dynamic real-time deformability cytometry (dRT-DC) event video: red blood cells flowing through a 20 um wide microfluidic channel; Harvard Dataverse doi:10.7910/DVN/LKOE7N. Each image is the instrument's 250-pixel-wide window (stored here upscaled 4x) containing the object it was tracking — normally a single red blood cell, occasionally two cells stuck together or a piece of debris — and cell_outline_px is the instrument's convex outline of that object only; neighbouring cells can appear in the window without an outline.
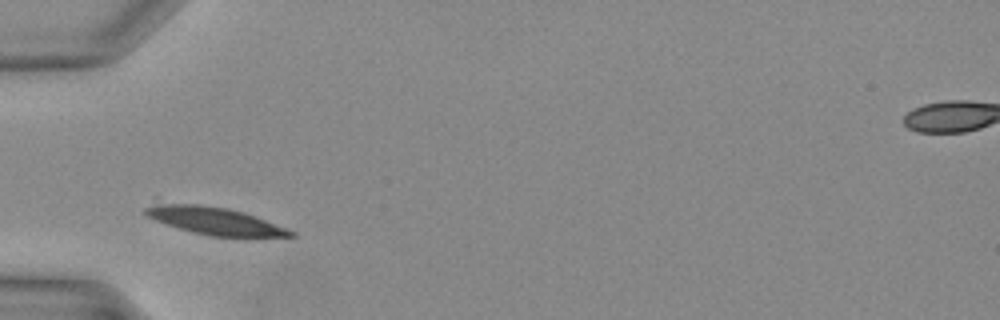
{"species": "Egyptian fruit bat (a non-hibernating species)", "species_latin": "Rousettus aegyptiacus", "temperature_condition": "warm", "stored_images_in_passage": 19, "camera_frame_rate_fps": 3000, "um_per_image_px": 0.085, "animal": {"sex": "female"}, "frame": {"image": 1, "passage_image": 1, "time_ms": 0.0, "image_size_px": [1000, 320], "cell_outline_px": [[296, 236], [256, 240], [252, 240], [208, 236], [192, 232], [164, 224], [148, 216], [144, 212], [144, 208], [160, 204], [196, 204], [228, 208], [244, 212], [296, 232]], "centroid_in_image_um": [18.42, 18.85], "position_along_channel_um": 66.6, "area_um2": 23.99}}
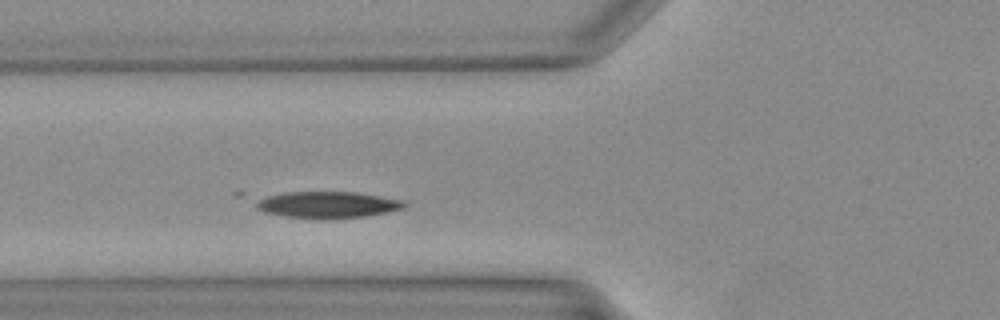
{"frame": {"image": 2, "passage_image": 3, "time_ms": 0.667, "image_size_px": [1000, 320], "cell_outline_px": [[408, 204], [404, 208], [368, 216], [328, 220], [324, 220], [284, 216], [264, 212], [256, 208], [256, 204], [260, 200], [268, 196], [284, 192], [356, 192], [404, 200]], "centroid_in_image_um": [27.89, 17.42], "position_along_channel_um": 97.9, "area_um2": 23.12}}
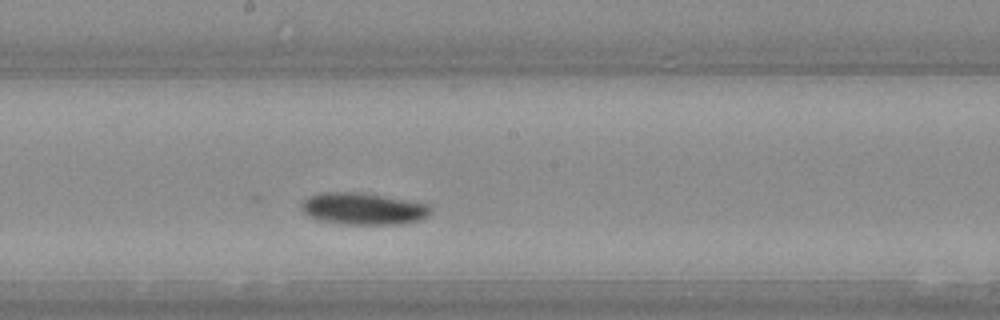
{"frame": {"image": 3, "passage_image": 10, "time_ms": 3.0, "image_size_px": [1000, 320], "cell_outline_px": [[432, 208], [428, 216], [420, 220], [400, 224], [348, 224], [320, 220], [308, 216], [304, 212], [304, 200], [308, 196], [324, 192], [364, 192], [428, 204]], "centroid_in_image_um": [30.92, 17.73], "position_along_channel_um": 217.3, "area_um2": 23.81}}